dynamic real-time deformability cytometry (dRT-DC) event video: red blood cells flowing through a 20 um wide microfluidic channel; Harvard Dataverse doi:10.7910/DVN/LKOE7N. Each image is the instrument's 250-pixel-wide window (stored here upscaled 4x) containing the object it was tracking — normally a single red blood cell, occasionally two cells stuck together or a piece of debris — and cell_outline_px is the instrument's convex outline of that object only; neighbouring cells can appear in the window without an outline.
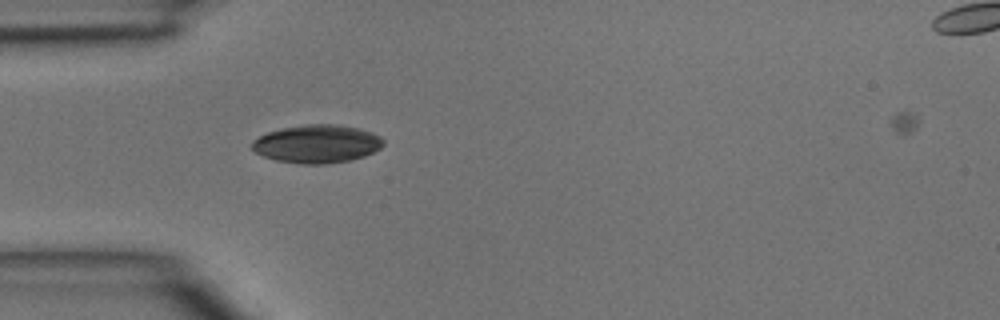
{"species": "common noctule bat (a hibernating species)", "species_latin": "Nyctalus noctula", "temperature_condition": "room temperature", "stored_images_in_passage": 20, "camera_frame_rate_fps": 3000, "um_per_image_px": 0.085, "animal": {"sex": "male", "body_mass_g": 15.6}, "frame": {"image": 1, "passage_image": 1, "time_ms": 0.0, "image_size_px": [1000, 320], "cell_outline_px": [[384, 144], [380, 148], [364, 156], [352, 160], [324, 164], [300, 164], [276, 160], [264, 156], [248, 148], [248, 144], [252, 140], [268, 132], [284, 128], [308, 124], [336, 124], [360, 128], [372, 132], [380, 136], [384, 140]], "centroid_in_image_um": [26.93, 12.23], "position_along_channel_um": 58.1, "area_um2": 29.42}}